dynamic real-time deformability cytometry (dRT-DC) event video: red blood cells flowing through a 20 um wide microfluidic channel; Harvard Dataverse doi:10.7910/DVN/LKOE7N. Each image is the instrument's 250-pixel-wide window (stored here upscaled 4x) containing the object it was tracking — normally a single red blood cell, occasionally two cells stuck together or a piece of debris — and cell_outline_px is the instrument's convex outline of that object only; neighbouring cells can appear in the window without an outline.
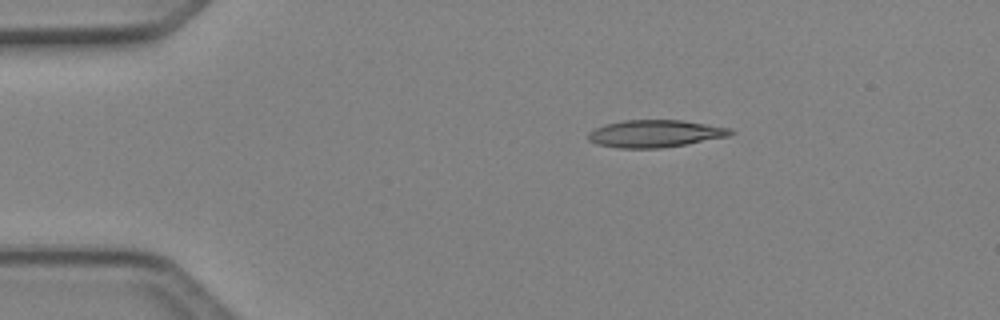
{"species": "Egyptian fruit bat (a non-hibernating species)", "species_latin": "Rousettus aegyptiacus", "temperature_condition": "cold", "stored_images_in_passage": 3, "camera_frame_rate_fps": 3000, "um_per_image_px": 0.085, "animal": {"sex": "female"}, "frame": {"image": 1, "passage_image": 1, "time_ms": 0.0, "image_size_px": [1000, 320], "cell_outline_px": [[736, 132], [728, 136], [684, 144], [660, 148], [620, 148], [596, 144], [588, 140], [588, 132], [604, 124], [624, 120], [684, 120], [732, 128]], "centroid_in_image_um": [55.68, 11.35], "position_along_channel_um": 29.3, "area_um2": 22.66}}
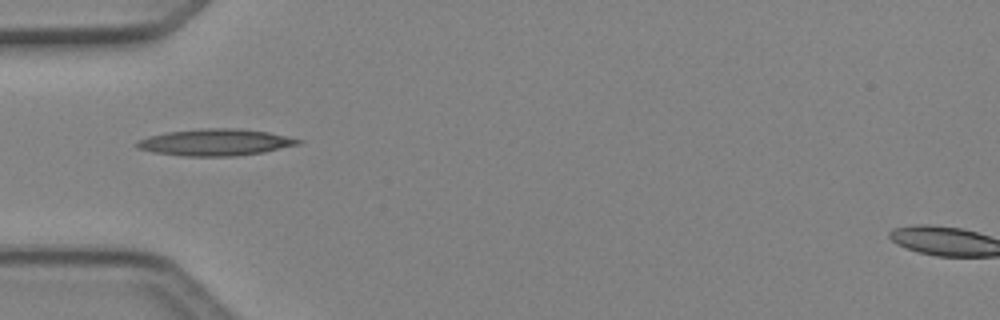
{"frame": {"image": 2, "passage_image": 3, "time_ms": 0.667, "image_size_px": [1000, 320], "cell_outline_px": [[304, 140], [300, 144], [264, 152], [236, 156], [184, 156], [152, 152], [136, 148], [136, 140], [148, 136], [168, 132], [200, 128], [236, 128], [268, 132], [288, 136]], "centroid_in_image_um": [18.3, 12.09], "position_along_channel_um": 66.7, "area_um2": 25.26}}